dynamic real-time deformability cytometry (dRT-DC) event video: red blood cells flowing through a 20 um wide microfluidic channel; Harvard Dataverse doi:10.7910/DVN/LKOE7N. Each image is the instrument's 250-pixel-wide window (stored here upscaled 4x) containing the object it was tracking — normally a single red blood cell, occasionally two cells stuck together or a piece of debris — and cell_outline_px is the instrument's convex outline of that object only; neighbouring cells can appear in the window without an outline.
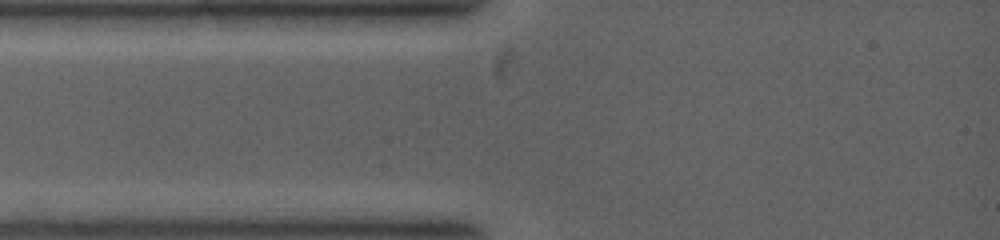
{"species": "common noctule bat (a hibernating species)", "species_latin": "Nyctalus noctula", "temperature_condition": "warm", "stored_images_in_passage": 2, "camera_frame_rate_fps": 5000, "um_per_image_px": 0.085, "animal": {"sex": "female", "body_mass_g": 19.0, "forearm_length_mm": 53.3}, "frame": {"image": 1, "passage_image": 1, "time_ms": 0.0, "image_size_px": [1000, 240], "cell_outline_px": [[540, 20], [520, 64], [516, 72], [504, 84], [496, 80], [492, 76], [484, 52], [528, 20], [536, 16], [540, 16]], "centroid_in_image_um": [43.41, 4.33], "position_along_channel_um": 41.6, "area_um2": 12.54}}